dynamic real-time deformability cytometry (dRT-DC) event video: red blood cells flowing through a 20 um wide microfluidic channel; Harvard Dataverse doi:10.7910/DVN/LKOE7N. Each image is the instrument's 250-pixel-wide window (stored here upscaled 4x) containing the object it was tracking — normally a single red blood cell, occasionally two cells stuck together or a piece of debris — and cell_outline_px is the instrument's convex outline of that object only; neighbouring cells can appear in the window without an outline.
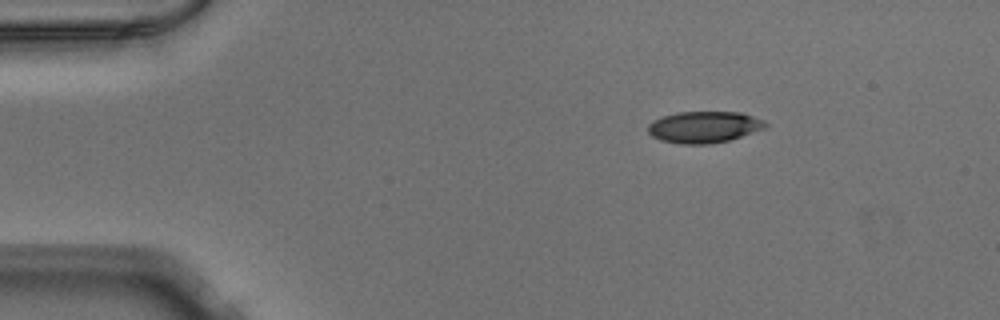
{"species": "Egyptian fruit bat (a non-hibernating species)", "species_latin": "Rousettus aegyptiacus", "temperature_condition": "warm", "stored_images_in_passage": 45, "camera_frame_rate_fps": 3000, "um_per_image_px": 0.085, "animal": {"sex": "male"}, "frame": {"image": 1, "passage_image": 1, "time_ms": 0.0, "image_size_px": [1000, 320], "cell_outline_px": [[768, 124], [764, 128], [728, 140], [712, 144], [680, 144], [660, 140], [652, 136], [648, 132], [648, 124], [652, 120], [676, 112], [740, 112], [764, 120]], "centroid_in_image_um": [59.8, 10.8], "position_along_channel_um": 25.2, "area_um2": 21.5}}
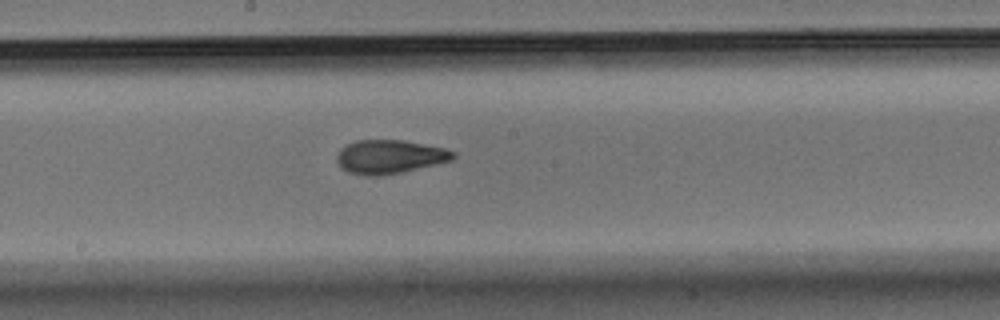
{"frame": {"image": 2, "passage_image": 21, "time_ms": 6.667, "image_size_px": [1000, 320], "cell_outline_px": [[456, 156], [452, 160], [400, 172], [380, 176], [364, 176], [348, 172], [340, 168], [336, 160], [336, 156], [340, 148], [356, 140], [404, 140], [444, 148], [456, 152]], "centroid_in_image_um": [33.08, 13.32], "position_along_channel_um": 215.1, "area_um2": 22.89}}
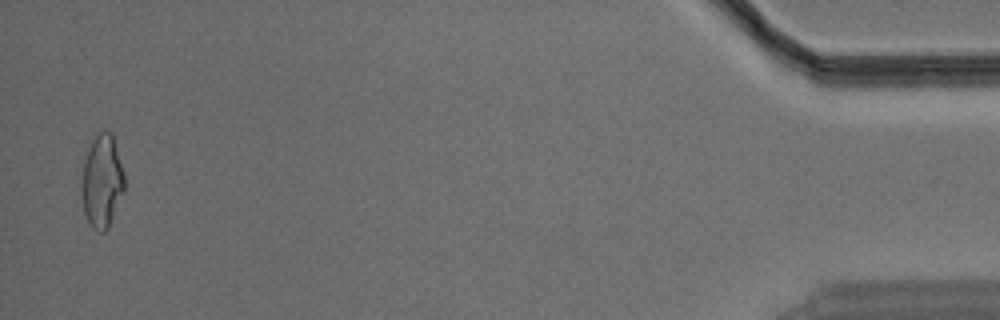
{"frame": {"image": 3, "passage_image": 44, "time_ms": 14.333, "image_size_px": [1000, 320], "cell_outline_px": [[124, 192], [108, 228], [104, 232], [96, 232], [88, 224], [84, 212], [80, 188], [80, 184], [84, 160], [92, 140], [96, 132], [112, 132], [124, 176]], "centroid_in_image_um": [8.64, 15.45], "position_along_channel_um": 426.6, "area_um2": 23.41}}